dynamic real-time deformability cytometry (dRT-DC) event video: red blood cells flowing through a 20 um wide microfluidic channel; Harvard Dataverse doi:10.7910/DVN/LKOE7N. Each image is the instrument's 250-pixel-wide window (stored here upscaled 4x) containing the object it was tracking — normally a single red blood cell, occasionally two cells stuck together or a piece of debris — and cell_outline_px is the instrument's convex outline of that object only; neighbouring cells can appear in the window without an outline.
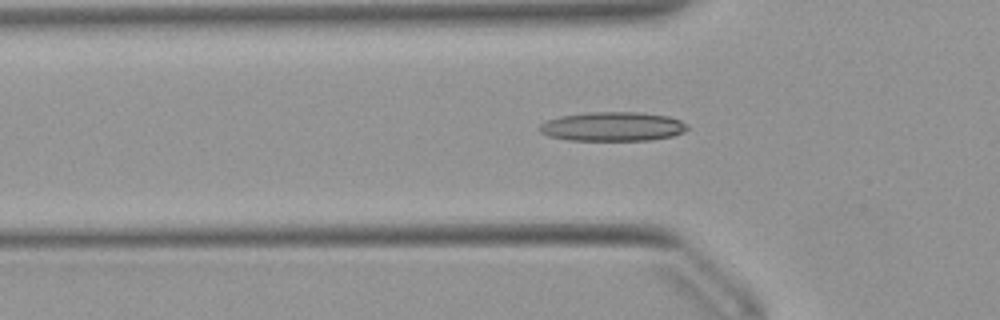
{"species": "Egyptian fruit bat (a non-hibernating species)", "species_latin": "Rousettus aegyptiacus", "temperature_condition": "warm", "stored_images_in_passage": 44, "camera_frame_rate_fps": 3000, "um_per_image_px": 0.085, "animal": {"sex": "female"}, "frame": {"image": 1, "passage_image": 15, "time_ms": 4.667, "image_size_px": [1000, 320], "cell_outline_px": [[688, 128], [684, 132], [672, 136], [652, 140], [568, 140], [548, 136], [540, 132], [540, 124], [548, 120], [560, 116], [588, 112], [640, 112], [668, 116], [680, 120], [688, 124]], "centroid_in_image_um": [52.1, 10.75], "position_along_channel_um": 73.7, "area_um2": 25.2}}
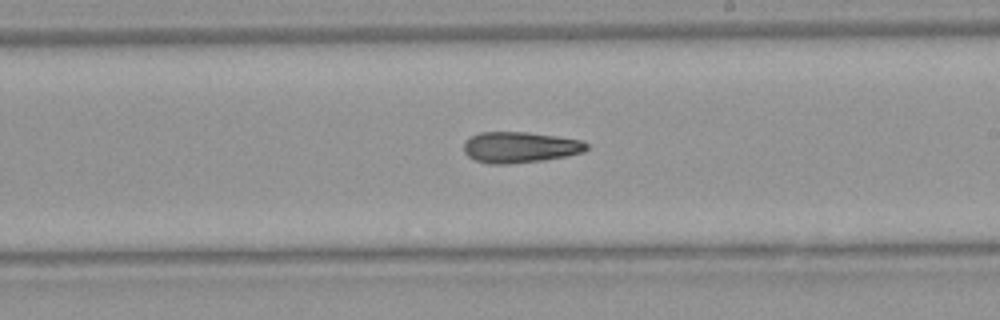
{"frame": {"image": 2, "passage_image": 28, "time_ms": 9.0, "image_size_px": [1000, 320], "cell_outline_px": [[588, 148], [584, 152], [544, 160], [508, 164], [488, 164], [476, 160], [468, 156], [464, 152], [464, 140], [480, 132], [528, 132], [556, 136], [580, 140], [588, 144]], "centroid_in_image_um": [44.17, 12.52], "position_along_channel_um": 244.8, "area_um2": 22.14}}
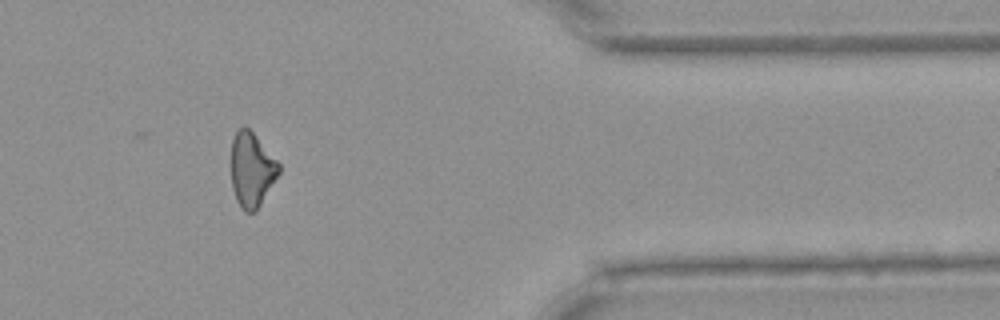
{"frame": {"image": 3, "passage_image": 41, "time_ms": 13.333, "image_size_px": [1000, 320], "cell_outline_px": [[280, 172], [256, 212], [244, 212], [240, 208], [236, 200], [232, 188], [232, 140], [236, 132], [244, 124], [252, 132], [280, 164]], "centroid_in_image_um": [21.39, 14.46], "position_along_channel_um": 390.0, "area_um2": 20.58}, "authors_computed_cell_mechanics": {"area_um2": 22.4553, "velocity_mm_per_s": 3.9443, "shape_relaxation_time_tau1_ms": null, "shape_relaxation_time_tau2_ms": 7.3834, "deformation_change_tau1": null, "deformation_change_tau2": 0.193}}